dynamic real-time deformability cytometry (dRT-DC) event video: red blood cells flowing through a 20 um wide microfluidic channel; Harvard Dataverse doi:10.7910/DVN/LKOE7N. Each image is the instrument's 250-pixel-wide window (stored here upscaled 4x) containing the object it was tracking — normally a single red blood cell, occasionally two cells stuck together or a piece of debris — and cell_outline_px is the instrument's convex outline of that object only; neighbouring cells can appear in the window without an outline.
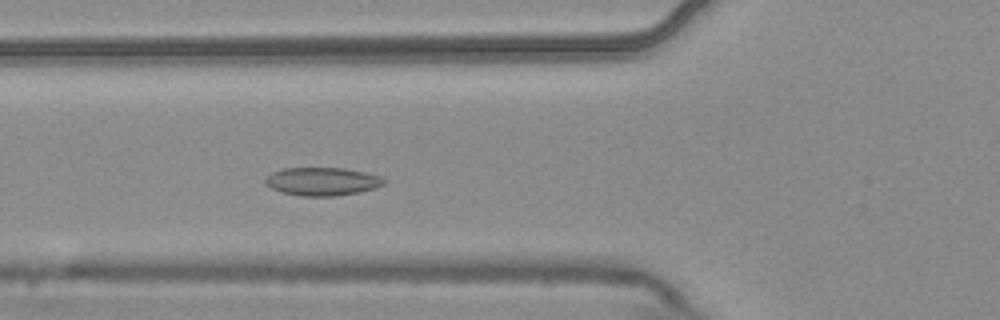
{"species": "common noctule bat (a hibernating species)", "species_latin": "Nyctalus noctula", "temperature_condition": "warm", "stored_images_in_passage": 6, "camera_frame_rate_fps": 3000, "um_per_image_px": 0.085, "animal": {"sex": "male", "body_mass_g": 20.4}, "frame": {"image": 1, "passage_image": 6, "time_ms": 1.667, "image_size_px": [1000, 320], "cell_outline_px": [[384, 184], [376, 188], [360, 192], [336, 196], [300, 196], [280, 192], [264, 184], [264, 180], [272, 172], [284, 168], [344, 168], [364, 172], [380, 176], [384, 180]], "centroid_in_image_um": [27.37, 15.43], "position_along_channel_um": 98.4, "area_um2": 19.54}}